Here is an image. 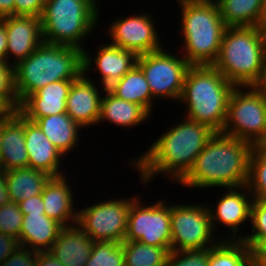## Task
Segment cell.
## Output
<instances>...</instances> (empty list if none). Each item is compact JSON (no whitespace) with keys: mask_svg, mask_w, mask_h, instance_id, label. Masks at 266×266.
Listing matches in <instances>:
<instances>
[{"mask_svg":"<svg viewBox=\"0 0 266 266\" xmlns=\"http://www.w3.org/2000/svg\"><path fill=\"white\" fill-rule=\"evenodd\" d=\"M185 0H177L176 1V3H179V5L181 4V3H183Z\"/></svg>","mask_w":266,"mask_h":266,"instance_id":"obj_52","label":"cell"},{"mask_svg":"<svg viewBox=\"0 0 266 266\" xmlns=\"http://www.w3.org/2000/svg\"><path fill=\"white\" fill-rule=\"evenodd\" d=\"M247 187L253 199L266 200V144L253 146Z\"/></svg>","mask_w":266,"mask_h":266,"instance_id":"obj_31","label":"cell"},{"mask_svg":"<svg viewBox=\"0 0 266 266\" xmlns=\"http://www.w3.org/2000/svg\"><path fill=\"white\" fill-rule=\"evenodd\" d=\"M68 176L52 177L45 185L42 193L45 215L63 226L77 223L78 209L75 210L74 208L76 207L74 204L75 196L73 187L69 186L70 178L67 179Z\"/></svg>","mask_w":266,"mask_h":266,"instance_id":"obj_21","label":"cell"},{"mask_svg":"<svg viewBox=\"0 0 266 266\" xmlns=\"http://www.w3.org/2000/svg\"><path fill=\"white\" fill-rule=\"evenodd\" d=\"M18 205L23 215L45 213L42 194L20 201Z\"/></svg>","mask_w":266,"mask_h":266,"instance_id":"obj_40","label":"cell"},{"mask_svg":"<svg viewBox=\"0 0 266 266\" xmlns=\"http://www.w3.org/2000/svg\"><path fill=\"white\" fill-rule=\"evenodd\" d=\"M153 12L134 14L124 18H117L106 30L110 37V44L133 51L137 56L166 49L161 34H158L154 24ZM159 35V36H158Z\"/></svg>","mask_w":266,"mask_h":266,"instance_id":"obj_13","label":"cell"},{"mask_svg":"<svg viewBox=\"0 0 266 266\" xmlns=\"http://www.w3.org/2000/svg\"><path fill=\"white\" fill-rule=\"evenodd\" d=\"M213 66L235 86H255L265 68L260 26L226 27Z\"/></svg>","mask_w":266,"mask_h":266,"instance_id":"obj_6","label":"cell"},{"mask_svg":"<svg viewBox=\"0 0 266 266\" xmlns=\"http://www.w3.org/2000/svg\"><path fill=\"white\" fill-rule=\"evenodd\" d=\"M225 190L220 199L217 200V203H215L216 207H212V205L208 207L213 230L215 232L217 230L216 226L220 223L227 229H231L229 235L224 234L222 239H242V235L238 232L240 231L239 229H242L241 225L246 222L247 224L250 223L252 194L247 185L225 188Z\"/></svg>","mask_w":266,"mask_h":266,"instance_id":"obj_14","label":"cell"},{"mask_svg":"<svg viewBox=\"0 0 266 266\" xmlns=\"http://www.w3.org/2000/svg\"><path fill=\"white\" fill-rule=\"evenodd\" d=\"M111 198L94 202L78 209L77 225L94 242L113 241L122 243L127 230L128 215L132 202L138 197Z\"/></svg>","mask_w":266,"mask_h":266,"instance_id":"obj_10","label":"cell"},{"mask_svg":"<svg viewBox=\"0 0 266 266\" xmlns=\"http://www.w3.org/2000/svg\"><path fill=\"white\" fill-rule=\"evenodd\" d=\"M253 266H266V259H252Z\"/></svg>","mask_w":266,"mask_h":266,"instance_id":"obj_49","label":"cell"},{"mask_svg":"<svg viewBox=\"0 0 266 266\" xmlns=\"http://www.w3.org/2000/svg\"><path fill=\"white\" fill-rule=\"evenodd\" d=\"M104 90L99 89L98 84L82 73L71 84L66 100V113L83 129L97 125Z\"/></svg>","mask_w":266,"mask_h":266,"instance_id":"obj_17","label":"cell"},{"mask_svg":"<svg viewBox=\"0 0 266 266\" xmlns=\"http://www.w3.org/2000/svg\"><path fill=\"white\" fill-rule=\"evenodd\" d=\"M235 87L213 65L190 66L179 100L186 111L183 116L222 132Z\"/></svg>","mask_w":266,"mask_h":266,"instance_id":"obj_3","label":"cell"},{"mask_svg":"<svg viewBox=\"0 0 266 266\" xmlns=\"http://www.w3.org/2000/svg\"><path fill=\"white\" fill-rule=\"evenodd\" d=\"M181 54L191 66L213 65L226 29L215 1L185 0L180 4Z\"/></svg>","mask_w":266,"mask_h":266,"instance_id":"obj_5","label":"cell"},{"mask_svg":"<svg viewBox=\"0 0 266 266\" xmlns=\"http://www.w3.org/2000/svg\"><path fill=\"white\" fill-rule=\"evenodd\" d=\"M181 121L170 123L164 133L135 159L133 166L140 176V183L145 187L154 177L165 175L177 184L192 168L197 156L202 152L207 141L215 131L204 123H198L185 116ZM132 165V166H131Z\"/></svg>","mask_w":266,"mask_h":266,"instance_id":"obj_1","label":"cell"},{"mask_svg":"<svg viewBox=\"0 0 266 266\" xmlns=\"http://www.w3.org/2000/svg\"><path fill=\"white\" fill-rule=\"evenodd\" d=\"M251 234H242V241L253 249L266 237V200L253 199L251 205L250 225Z\"/></svg>","mask_w":266,"mask_h":266,"instance_id":"obj_33","label":"cell"},{"mask_svg":"<svg viewBox=\"0 0 266 266\" xmlns=\"http://www.w3.org/2000/svg\"><path fill=\"white\" fill-rule=\"evenodd\" d=\"M28 168V153L24 135V116L17 111L1 121L0 171Z\"/></svg>","mask_w":266,"mask_h":266,"instance_id":"obj_20","label":"cell"},{"mask_svg":"<svg viewBox=\"0 0 266 266\" xmlns=\"http://www.w3.org/2000/svg\"><path fill=\"white\" fill-rule=\"evenodd\" d=\"M74 80L52 82L29 95L18 111L28 120L66 113V100Z\"/></svg>","mask_w":266,"mask_h":266,"instance_id":"obj_19","label":"cell"},{"mask_svg":"<svg viewBox=\"0 0 266 266\" xmlns=\"http://www.w3.org/2000/svg\"><path fill=\"white\" fill-rule=\"evenodd\" d=\"M23 216L18 203L8 201L0 207V232L19 240Z\"/></svg>","mask_w":266,"mask_h":266,"instance_id":"obj_34","label":"cell"},{"mask_svg":"<svg viewBox=\"0 0 266 266\" xmlns=\"http://www.w3.org/2000/svg\"><path fill=\"white\" fill-rule=\"evenodd\" d=\"M37 252L19 247L0 266H36Z\"/></svg>","mask_w":266,"mask_h":266,"instance_id":"obj_37","label":"cell"},{"mask_svg":"<svg viewBox=\"0 0 266 266\" xmlns=\"http://www.w3.org/2000/svg\"><path fill=\"white\" fill-rule=\"evenodd\" d=\"M264 62L266 64V33H263Z\"/></svg>","mask_w":266,"mask_h":266,"instance_id":"obj_50","label":"cell"},{"mask_svg":"<svg viewBox=\"0 0 266 266\" xmlns=\"http://www.w3.org/2000/svg\"><path fill=\"white\" fill-rule=\"evenodd\" d=\"M108 90L116 97L143 106L151 115L155 99L142 70L135 65Z\"/></svg>","mask_w":266,"mask_h":266,"instance_id":"obj_27","label":"cell"},{"mask_svg":"<svg viewBox=\"0 0 266 266\" xmlns=\"http://www.w3.org/2000/svg\"><path fill=\"white\" fill-rule=\"evenodd\" d=\"M22 221L20 246L36 252L49 251L64 227L45 213H29Z\"/></svg>","mask_w":266,"mask_h":266,"instance_id":"obj_23","label":"cell"},{"mask_svg":"<svg viewBox=\"0 0 266 266\" xmlns=\"http://www.w3.org/2000/svg\"><path fill=\"white\" fill-rule=\"evenodd\" d=\"M252 259H266V237L252 249Z\"/></svg>","mask_w":266,"mask_h":266,"instance_id":"obj_46","label":"cell"},{"mask_svg":"<svg viewBox=\"0 0 266 266\" xmlns=\"http://www.w3.org/2000/svg\"><path fill=\"white\" fill-rule=\"evenodd\" d=\"M260 29L262 33H266V6H265V11H264V16L260 24Z\"/></svg>","mask_w":266,"mask_h":266,"instance_id":"obj_48","label":"cell"},{"mask_svg":"<svg viewBox=\"0 0 266 266\" xmlns=\"http://www.w3.org/2000/svg\"><path fill=\"white\" fill-rule=\"evenodd\" d=\"M255 87L264 95L266 98V64L265 68L262 72L261 78L259 82L255 85Z\"/></svg>","mask_w":266,"mask_h":266,"instance_id":"obj_47","label":"cell"},{"mask_svg":"<svg viewBox=\"0 0 266 266\" xmlns=\"http://www.w3.org/2000/svg\"><path fill=\"white\" fill-rule=\"evenodd\" d=\"M33 122L65 157L69 156L68 153L73 152L81 141L79 131L81 132L82 127L67 113L45 116Z\"/></svg>","mask_w":266,"mask_h":266,"instance_id":"obj_25","label":"cell"},{"mask_svg":"<svg viewBox=\"0 0 266 266\" xmlns=\"http://www.w3.org/2000/svg\"><path fill=\"white\" fill-rule=\"evenodd\" d=\"M36 266H64L49 251L37 252Z\"/></svg>","mask_w":266,"mask_h":266,"instance_id":"obj_42","label":"cell"},{"mask_svg":"<svg viewBox=\"0 0 266 266\" xmlns=\"http://www.w3.org/2000/svg\"><path fill=\"white\" fill-rule=\"evenodd\" d=\"M83 73V51L43 42L14 66L15 90L21 104L29 95L59 80H75Z\"/></svg>","mask_w":266,"mask_h":266,"instance_id":"obj_4","label":"cell"},{"mask_svg":"<svg viewBox=\"0 0 266 266\" xmlns=\"http://www.w3.org/2000/svg\"><path fill=\"white\" fill-rule=\"evenodd\" d=\"M0 94L5 95L18 109L20 107L15 90L14 65L0 61Z\"/></svg>","mask_w":266,"mask_h":266,"instance_id":"obj_36","label":"cell"},{"mask_svg":"<svg viewBox=\"0 0 266 266\" xmlns=\"http://www.w3.org/2000/svg\"><path fill=\"white\" fill-rule=\"evenodd\" d=\"M125 266H166L170 250L164 247L145 245L138 241H123Z\"/></svg>","mask_w":266,"mask_h":266,"instance_id":"obj_30","label":"cell"},{"mask_svg":"<svg viewBox=\"0 0 266 266\" xmlns=\"http://www.w3.org/2000/svg\"><path fill=\"white\" fill-rule=\"evenodd\" d=\"M209 266H253L252 249L241 239H221L211 247Z\"/></svg>","mask_w":266,"mask_h":266,"instance_id":"obj_29","label":"cell"},{"mask_svg":"<svg viewBox=\"0 0 266 266\" xmlns=\"http://www.w3.org/2000/svg\"><path fill=\"white\" fill-rule=\"evenodd\" d=\"M164 48L137 57L154 99L180 100L185 75L191 66L181 54H172ZM176 55H181L176 56Z\"/></svg>","mask_w":266,"mask_h":266,"instance_id":"obj_11","label":"cell"},{"mask_svg":"<svg viewBox=\"0 0 266 266\" xmlns=\"http://www.w3.org/2000/svg\"><path fill=\"white\" fill-rule=\"evenodd\" d=\"M94 241L77 225L64 226L49 250L64 266H85Z\"/></svg>","mask_w":266,"mask_h":266,"instance_id":"obj_22","label":"cell"},{"mask_svg":"<svg viewBox=\"0 0 266 266\" xmlns=\"http://www.w3.org/2000/svg\"><path fill=\"white\" fill-rule=\"evenodd\" d=\"M7 34L4 23L0 20V61H6Z\"/></svg>","mask_w":266,"mask_h":266,"instance_id":"obj_44","label":"cell"},{"mask_svg":"<svg viewBox=\"0 0 266 266\" xmlns=\"http://www.w3.org/2000/svg\"><path fill=\"white\" fill-rule=\"evenodd\" d=\"M99 46L94 50L96 52L94 59L88 53V49L83 51V73L88 76L91 69L94 71L96 69L100 75L99 87L108 89L136 65L138 56L133 51L114 46L109 42Z\"/></svg>","mask_w":266,"mask_h":266,"instance_id":"obj_15","label":"cell"},{"mask_svg":"<svg viewBox=\"0 0 266 266\" xmlns=\"http://www.w3.org/2000/svg\"><path fill=\"white\" fill-rule=\"evenodd\" d=\"M138 196L131 204L124 241L168 248L171 251L170 204L165 198L144 204ZM140 198V199H139Z\"/></svg>","mask_w":266,"mask_h":266,"instance_id":"obj_12","label":"cell"},{"mask_svg":"<svg viewBox=\"0 0 266 266\" xmlns=\"http://www.w3.org/2000/svg\"><path fill=\"white\" fill-rule=\"evenodd\" d=\"M199 1H215L216 2L217 0H199Z\"/></svg>","mask_w":266,"mask_h":266,"instance_id":"obj_53","label":"cell"},{"mask_svg":"<svg viewBox=\"0 0 266 266\" xmlns=\"http://www.w3.org/2000/svg\"><path fill=\"white\" fill-rule=\"evenodd\" d=\"M15 15L35 16L42 14L45 0H15Z\"/></svg>","mask_w":266,"mask_h":266,"instance_id":"obj_38","label":"cell"},{"mask_svg":"<svg viewBox=\"0 0 266 266\" xmlns=\"http://www.w3.org/2000/svg\"><path fill=\"white\" fill-rule=\"evenodd\" d=\"M18 108L3 94H0V121L11 118Z\"/></svg>","mask_w":266,"mask_h":266,"instance_id":"obj_41","label":"cell"},{"mask_svg":"<svg viewBox=\"0 0 266 266\" xmlns=\"http://www.w3.org/2000/svg\"><path fill=\"white\" fill-rule=\"evenodd\" d=\"M170 204L171 251L201 250L216 245L208 204ZM215 239V240H214Z\"/></svg>","mask_w":266,"mask_h":266,"instance_id":"obj_9","label":"cell"},{"mask_svg":"<svg viewBox=\"0 0 266 266\" xmlns=\"http://www.w3.org/2000/svg\"><path fill=\"white\" fill-rule=\"evenodd\" d=\"M19 247L18 239L0 232V265Z\"/></svg>","mask_w":266,"mask_h":266,"instance_id":"obj_39","label":"cell"},{"mask_svg":"<svg viewBox=\"0 0 266 266\" xmlns=\"http://www.w3.org/2000/svg\"><path fill=\"white\" fill-rule=\"evenodd\" d=\"M24 135L28 153V168L43 171L52 177L63 176L62 153L47 139L38 125L24 117ZM62 162V163H61Z\"/></svg>","mask_w":266,"mask_h":266,"instance_id":"obj_18","label":"cell"},{"mask_svg":"<svg viewBox=\"0 0 266 266\" xmlns=\"http://www.w3.org/2000/svg\"><path fill=\"white\" fill-rule=\"evenodd\" d=\"M0 151H1V121H0Z\"/></svg>","mask_w":266,"mask_h":266,"instance_id":"obj_51","label":"cell"},{"mask_svg":"<svg viewBox=\"0 0 266 266\" xmlns=\"http://www.w3.org/2000/svg\"><path fill=\"white\" fill-rule=\"evenodd\" d=\"M0 20L5 25L8 40L7 63L11 64L13 62L12 64L15 66L19 61L32 54L44 42L39 17L13 15ZM10 56L14 58L11 59Z\"/></svg>","mask_w":266,"mask_h":266,"instance_id":"obj_16","label":"cell"},{"mask_svg":"<svg viewBox=\"0 0 266 266\" xmlns=\"http://www.w3.org/2000/svg\"><path fill=\"white\" fill-rule=\"evenodd\" d=\"M8 201H10V199L8 195L5 172L0 171V207Z\"/></svg>","mask_w":266,"mask_h":266,"instance_id":"obj_45","label":"cell"},{"mask_svg":"<svg viewBox=\"0 0 266 266\" xmlns=\"http://www.w3.org/2000/svg\"><path fill=\"white\" fill-rule=\"evenodd\" d=\"M221 133L253 146L266 144V98L255 86L234 88Z\"/></svg>","mask_w":266,"mask_h":266,"instance_id":"obj_8","label":"cell"},{"mask_svg":"<svg viewBox=\"0 0 266 266\" xmlns=\"http://www.w3.org/2000/svg\"><path fill=\"white\" fill-rule=\"evenodd\" d=\"M15 0H0V19L15 15Z\"/></svg>","mask_w":266,"mask_h":266,"instance_id":"obj_43","label":"cell"},{"mask_svg":"<svg viewBox=\"0 0 266 266\" xmlns=\"http://www.w3.org/2000/svg\"><path fill=\"white\" fill-rule=\"evenodd\" d=\"M85 266H125L122 244L113 241L94 242Z\"/></svg>","mask_w":266,"mask_h":266,"instance_id":"obj_32","label":"cell"},{"mask_svg":"<svg viewBox=\"0 0 266 266\" xmlns=\"http://www.w3.org/2000/svg\"><path fill=\"white\" fill-rule=\"evenodd\" d=\"M99 10L97 0H45L40 16L44 42L84 51L83 41L98 28Z\"/></svg>","mask_w":266,"mask_h":266,"instance_id":"obj_7","label":"cell"},{"mask_svg":"<svg viewBox=\"0 0 266 266\" xmlns=\"http://www.w3.org/2000/svg\"><path fill=\"white\" fill-rule=\"evenodd\" d=\"M211 247L201 250L170 251L166 266H209Z\"/></svg>","mask_w":266,"mask_h":266,"instance_id":"obj_35","label":"cell"},{"mask_svg":"<svg viewBox=\"0 0 266 266\" xmlns=\"http://www.w3.org/2000/svg\"><path fill=\"white\" fill-rule=\"evenodd\" d=\"M253 145L215 132L189 172L176 184L188 188H234L247 185Z\"/></svg>","mask_w":266,"mask_h":266,"instance_id":"obj_2","label":"cell"},{"mask_svg":"<svg viewBox=\"0 0 266 266\" xmlns=\"http://www.w3.org/2000/svg\"><path fill=\"white\" fill-rule=\"evenodd\" d=\"M227 27L260 26L266 0H217Z\"/></svg>","mask_w":266,"mask_h":266,"instance_id":"obj_28","label":"cell"},{"mask_svg":"<svg viewBox=\"0 0 266 266\" xmlns=\"http://www.w3.org/2000/svg\"><path fill=\"white\" fill-rule=\"evenodd\" d=\"M10 201L19 203L43 193L45 185L52 178L49 174L33 168L5 171Z\"/></svg>","mask_w":266,"mask_h":266,"instance_id":"obj_26","label":"cell"},{"mask_svg":"<svg viewBox=\"0 0 266 266\" xmlns=\"http://www.w3.org/2000/svg\"><path fill=\"white\" fill-rule=\"evenodd\" d=\"M102 94L98 124L108 122L117 127L133 128L150 119L151 114L141 105L120 99L108 89ZM103 122V123H102Z\"/></svg>","mask_w":266,"mask_h":266,"instance_id":"obj_24","label":"cell"}]
</instances>
